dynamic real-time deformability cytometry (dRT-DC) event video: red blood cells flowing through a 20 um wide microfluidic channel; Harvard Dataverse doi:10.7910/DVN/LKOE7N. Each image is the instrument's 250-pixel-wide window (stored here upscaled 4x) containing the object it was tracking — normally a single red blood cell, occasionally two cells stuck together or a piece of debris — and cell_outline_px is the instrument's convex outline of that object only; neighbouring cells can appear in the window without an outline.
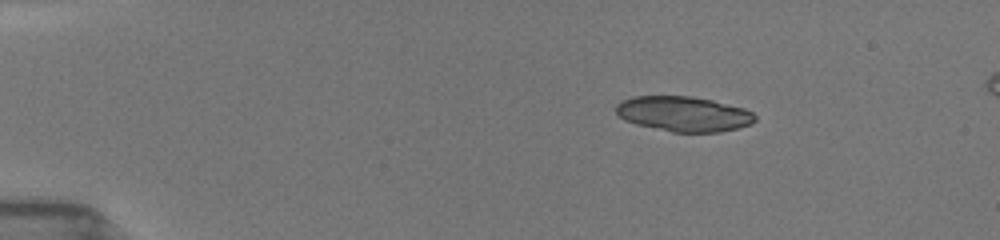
{"species": "common noctule bat (a hibernating species)", "species_latin": "Nyctalus noctula", "temperature_condition": "room temperature", "stored_images_in_passage": 29, "camera_frame_rate_fps": 3000, "um_per_image_px": 0.085, "animal": {"sex": "female", "body_mass_g": 19.5, "forearm_length_mm": 54.1}, "frame": {"image": 1, "passage_image": 1, "time_ms": 0.0, "image_size_px": [1000, 240], "cell_outline_px": [[756, 120], [752, 124], [720, 132], [672, 132], [636, 124], [624, 120], [616, 112], [616, 104], [632, 96], [692, 96], [712, 100], [744, 108], [752, 112], [756, 116]], "centroid_in_image_um": [58.12, 9.68], "position_along_channel_um": 26.9, "area_um2": 28.44}, "authors_computed_cell_mechanics": {"area_um2": 29.767, "velocity_mm_per_s": 3.9492, "shape_relaxation_time_tau1_ms": 1.1758, "shape_relaxation_time_tau2_ms": 1.9208, "deformation_change_tau1": 0.3291, "deformation_change_tau2": 0.0736}}